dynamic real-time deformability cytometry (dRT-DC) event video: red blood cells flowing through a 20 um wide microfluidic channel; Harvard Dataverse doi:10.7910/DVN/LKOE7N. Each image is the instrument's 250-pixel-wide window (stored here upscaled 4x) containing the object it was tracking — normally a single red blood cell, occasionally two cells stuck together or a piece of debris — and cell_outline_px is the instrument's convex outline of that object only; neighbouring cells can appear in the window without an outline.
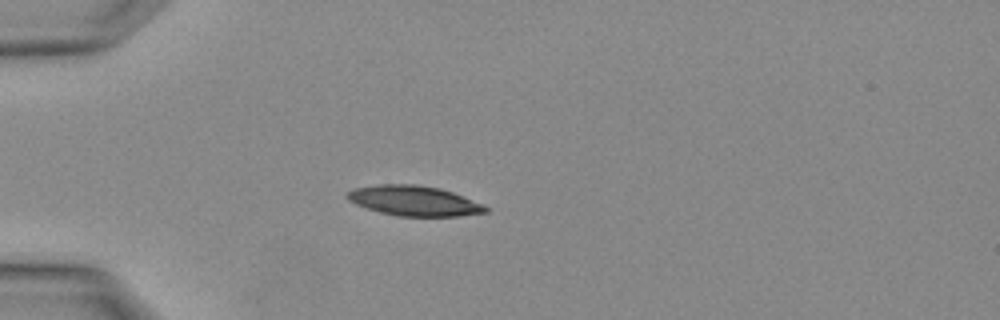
{"species": "Egyptian fruit bat (a non-hibernating species)", "species_latin": "Rousettus aegyptiacus", "temperature_condition": "warm", "stored_images_in_passage": 1, "camera_frame_rate_fps": 3000, "um_per_image_px": 0.085, "animal": {"sex": "female"}, "frame": {"image": 1, "passage_image": 1, "time_ms": 0.0, "image_size_px": [1000, 320], "cell_outline_px": [[488, 212], [460, 216], [396, 216], [380, 212], [356, 204], [348, 200], [344, 196], [352, 188], [380, 184], [416, 184], [440, 188], [452, 192], [484, 204], [488, 208]], "centroid_in_image_um": [35.19, 17.06], "position_along_channel_um": 49.8, "area_um2": 24.33}}